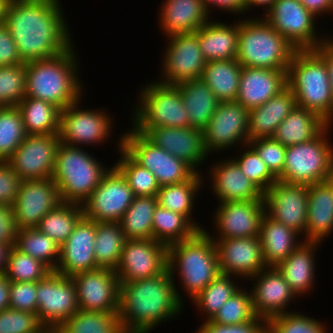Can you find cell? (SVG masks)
Masks as SVG:
<instances>
[{
    "label": "cell",
    "mask_w": 333,
    "mask_h": 333,
    "mask_svg": "<svg viewBox=\"0 0 333 333\" xmlns=\"http://www.w3.org/2000/svg\"><path fill=\"white\" fill-rule=\"evenodd\" d=\"M161 61L162 73L159 82L179 85L182 82L201 79L206 60L201 53L198 30L191 33H179L166 37ZM169 40V41H168Z\"/></svg>",
    "instance_id": "13"
},
{
    "label": "cell",
    "mask_w": 333,
    "mask_h": 333,
    "mask_svg": "<svg viewBox=\"0 0 333 333\" xmlns=\"http://www.w3.org/2000/svg\"><path fill=\"white\" fill-rule=\"evenodd\" d=\"M60 2L10 0L5 23L24 63L56 57L74 45Z\"/></svg>",
    "instance_id": "1"
},
{
    "label": "cell",
    "mask_w": 333,
    "mask_h": 333,
    "mask_svg": "<svg viewBox=\"0 0 333 333\" xmlns=\"http://www.w3.org/2000/svg\"><path fill=\"white\" fill-rule=\"evenodd\" d=\"M175 282L167 268L151 278L120 283L117 315L123 332L150 333L179 317L185 299Z\"/></svg>",
    "instance_id": "2"
},
{
    "label": "cell",
    "mask_w": 333,
    "mask_h": 333,
    "mask_svg": "<svg viewBox=\"0 0 333 333\" xmlns=\"http://www.w3.org/2000/svg\"><path fill=\"white\" fill-rule=\"evenodd\" d=\"M300 237L302 236L297 232L276 222L265 213L259 230L265 266L280 265L303 242Z\"/></svg>",
    "instance_id": "34"
},
{
    "label": "cell",
    "mask_w": 333,
    "mask_h": 333,
    "mask_svg": "<svg viewBox=\"0 0 333 333\" xmlns=\"http://www.w3.org/2000/svg\"><path fill=\"white\" fill-rule=\"evenodd\" d=\"M14 247L21 253L42 261L52 271L60 259V246L37 228H24L17 232Z\"/></svg>",
    "instance_id": "44"
},
{
    "label": "cell",
    "mask_w": 333,
    "mask_h": 333,
    "mask_svg": "<svg viewBox=\"0 0 333 333\" xmlns=\"http://www.w3.org/2000/svg\"><path fill=\"white\" fill-rule=\"evenodd\" d=\"M287 71L242 67L236 100L248 111L265 104L288 86Z\"/></svg>",
    "instance_id": "28"
},
{
    "label": "cell",
    "mask_w": 333,
    "mask_h": 333,
    "mask_svg": "<svg viewBox=\"0 0 333 333\" xmlns=\"http://www.w3.org/2000/svg\"><path fill=\"white\" fill-rule=\"evenodd\" d=\"M95 237L96 221L83 216L60 246V259L55 271L71 277L80 272L97 269L94 254Z\"/></svg>",
    "instance_id": "26"
},
{
    "label": "cell",
    "mask_w": 333,
    "mask_h": 333,
    "mask_svg": "<svg viewBox=\"0 0 333 333\" xmlns=\"http://www.w3.org/2000/svg\"><path fill=\"white\" fill-rule=\"evenodd\" d=\"M333 232V179L308 186L307 222L303 241L323 243Z\"/></svg>",
    "instance_id": "29"
},
{
    "label": "cell",
    "mask_w": 333,
    "mask_h": 333,
    "mask_svg": "<svg viewBox=\"0 0 333 333\" xmlns=\"http://www.w3.org/2000/svg\"><path fill=\"white\" fill-rule=\"evenodd\" d=\"M143 135L154 145L185 161L196 172L201 173V166L209 157L204 147L203 131L197 128L154 127Z\"/></svg>",
    "instance_id": "25"
},
{
    "label": "cell",
    "mask_w": 333,
    "mask_h": 333,
    "mask_svg": "<svg viewBox=\"0 0 333 333\" xmlns=\"http://www.w3.org/2000/svg\"><path fill=\"white\" fill-rule=\"evenodd\" d=\"M249 111L237 100L219 102L203 131L208 155L249 143ZM239 143V144H238Z\"/></svg>",
    "instance_id": "15"
},
{
    "label": "cell",
    "mask_w": 333,
    "mask_h": 333,
    "mask_svg": "<svg viewBox=\"0 0 333 333\" xmlns=\"http://www.w3.org/2000/svg\"><path fill=\"white\" fill-rule=\"evenodd\" d=\"M202 2L209 16L210 14L212 16L211 12L214 7L227 12V14L230 13V15L238 16V14L246 13L245 0H202Z\"/></svg>",
    "instance_id": "61"
},
{
    "label": "cell",
    "mask_w": 333,
    "mask_h": 333,
    "mask_svg": "<svg viewBox=\"0 0 333 333\" xmlns=\"http://www.w3.org/2000/svg\"><path fill=\"white\" fill-rule=\"evenodd\" d=\"M239 21L233 24L213 18L198 29V41L206 62L236 59Z\"/></svg>",
    "instance_id": "33"
},
{
    "label": "cell",
    "mask_w": 333,
    "mask_h": 333,
    "mask_svg": "<svg viewBox=\"0 0 333 333\" xmlns=\"http://www.w3.org/2000/svg\"><path fill=\"white\" fill-rule=\"evenodd\" d=\"M251 292L241 288L220 308L211 319L213 323L223 325H238L255 319Z\"/></svg>",
    "instance_id": "52"
},
{
    "label": "cell",
    "mask_w": 333,
    "mask_h": 333,
    "mask_svg": "<svg viewBox=\"0 0 333 333\" xmlns=\"http://www.w3.org/2000/svg\"><path fill=\"white\" fill-rule=\"evenodd\" d=\"M248 146V147H247ZM240 152V156L232 157L241 168L246 177L252 181L263 193L278 179L270 172L267 165L262 161L257 152L246 144Z\"/></svg>",
    "instance_id": "53"
},
{
    "label": "cell",
    "mask_w": 333,
    "mask_h": 333,
    "mask_svg": "<svg viewBox=\"0 0 333 333\" xmlns=\"http://www.w3.org/2000/svg\"><path fill=\"white\" fill-rule=\"evenodd\" d=\"M45 329L38 314L13 308L0 311V333H42Z\"/></svg>",
    "instance_id": "54"
},
{
    "label": "cell",
    "mask_w": 333,
    "mask_h": 333,
    "mask_svg": "<svg viewBox=\"0 0 333 333\" xmlns=\"http://www.w3.org/2000/svg\"><path fill=\"white\" fill-rule=\"evenodd\" d=\"M153 239L165 244L181 242L193 237L199 229L185 216L157 204L153 215Z\"/></svg>",
    "instance_id": "41"
},
{
    "label": "cell",
    "mask_w": 333,
    "mask_h": 333,
    "mask_svg": "<svg viewBox=\"0 0 333 333\" xmlns=\"http://www.w3.org/2000/svg\"><path fill=\"white\" fill-rule=\"evenodd\" d=\"M161 4L158 23L166 37L195 32L211 20L202 0H164Z\"/></svg>",
    "instance_id": "30"
},
{
    "label": "cell",
    "mask_w": 333,
    "mask_h": 333,
    "mask_svg": "<svg viewBox=\"0 0 333 333\" xmlns=\"http://www.w3.org/2000/svg\"><path fill=\"white\" fill-rule=\"evenodd\" d=\"M57 333H123L117 313L78 310Z\"/></svg>",
    "instance_id": "46"
},
{
    "label": "cell",
    "mask_w": 333,
    "mask_h": 333,
    "mask_svg": "<svg viewBox=\"0 0 333 333\" xmlns=\"http://www.w3.org/2000/svg\"><path fill=\"white\" fill-rule=\"evenodd\" d=\"M287 85L297 106L333 125V94L325 61L314 50H297L287 71Z\"/></svg>",
    "instance_id": "5"
},
{
    "label": "cell",
    "mask_w": 333,
    "mask_h": 333,
    "mask_svg": "<svg viewBox=\"0 0 333 333\" xmlns=\"http://www.w3.org/2000/svg\"><path fill=\"white\" fill-rule=\"evenodd\" d=\"M37 282H11L10 308L37 314Z\"/></svg>",
    "instance_id": "56"
},
{
    "label": "cell",
    "mask_w": 333,
    "mask_h": 333,
    "mask_svg": "<svg viewBox=\"0 0 333 333\" xmlns=\"http://www.w3.org/2000/svg\"><path fill=\"white\" fill-rule=\"evenodd\" d=\"M21 181L7 161H0V204L13 206Z\"/></svg>",
    "instance_id": "58"
},
{
    "label": "cell",
    "mask_w": 333,
    "mask_h": 333,
    "mask_svg": "<svg viewBox=\"0 0 333 333\" xmlns=\"http://www.w3.org/2000/svg\"><path fill=\"white\" fill-rule=\"evenodd\" d=\"M37 314L46 328L57 330L78 310L76 286L71 277L56 271L37 282Z\"/></svg>",
    "instance_id": "14"
},
{
    "label": "cell",
    "mask_w": 333,
    "mask_h": 333,
    "mask_svg": "<svg viewBox=\"0 0 333 333\" xmlns=\"http://www.w3.org/2000/svg\"><path fill=\"white\" fill-rule=\"evenodd\" d=\"M301 311L287 312L267 321V333H328L325 324L312 316L303 315Z\"/></svg>",
    "instance_id": "51"
},
{
    "label": "cell",
    "mask_w": 333,
    "mask_h": 333,
    "mask_svg": "<svg viewBox=\"0 0 333 333\" xmlns=\"http://www.w3.org/2000/svg\"><path fill=\"white\" fill-rule=\"evenodd\" d=\"M248 144L257 152L270 172L278 178L284 168L286 147L273 137L250 140Z\"/></svg>",
    "instance_id": "55"
},
{
    "label": "cell",
    "mask_w": 333,
    "mask_h": 333,
    "mask_svg": "<svg viewBox=\"0 0 333 333\" xmlns=\"http://www.w3.org/2000/svg\"><path fill=\"white\" fill-rule=\"evenodd\" d=\"M81 100L60 112V141L74 147L104 144L113 131L111 114L101 109H83ZM80 104V105H79ZM84 145V146H83Z\"/></svg>",
    "instance_id": "12"
},
{
    "label": "cell",
    "mask_w": 333,
    "mask_h": 333,
    "mask_svg": "<svg viewBox=\"0 0 333 333\" xmlns=\"http://www.w3.org/2000/svg\"><path fill=\"white\" fill-rule=\"evenodd\" d=\"M18 229L9 205L0 204V244H14Z\"/></svg>",
    "instance_id": "60"
},
{
    "label": "cell",
    "mask_w": 333,
    "mask_h": 333,
    "mask_svg": "<svg viewBox=\"0 0 333 333\" xmlns=\"http://www.w3.org/2000/svg\"><path fill=\"white\" fill-rule=\"evenodd\" d=\"M213 213L212 218L215 222L211 223L216 227H214V232L219 233L218 236L210 235L214 241L259 236L260 223L265 214V201L249 200L218 203Z\"/></svg>",
    "instance_id": "21"
},
{
    "label": "cell",
    "mask_w": 333,
    "mask_h": 333,
    "mask_svg": "<svg viewBox=\"0 0 333 333\" xmlns=\"http://www.w3.org/2000/svg\"><path fill=\"white\" fill-rule=\"evenodd\" d=\"M314 51L325 61L333 94V39L329 37L321 43Z\"/></svg>",
    "instance_id": "62"
},
{
    "label": "cell",
    "mask_w": 333,
    "mask_h": 333,
    "mask_svg": "<svg viewBox=\"0 0 333 333\" xmlns=\"http://www.w3.org/2000/svg\"><path fill=\"white\" fill-rule=\"evenodd\" d=\"M329 124L316 113L296 106L277 127L273 138L285 147L311 141Z\"/></svg>",
    "instance_id": "35"
},
{
    "label": "cell",
    "mask_w": 333,
    "mask_h": 333,
    "mask_svg": "<svg viewBox=\"0 0 333 333\" xmlns=\"http://www.w3.org/2000/svg\"><path fill=\"white\" fill-rule=\"evenodd\" d=\"M302 4L317 18L324 13L333 14V0H303Z\"/></svg>",
    "instance_id": "63"
},
{
    "label": "cell",
    "mask_w": 333,
    "mask_h": 333,
    "mask_svg": "<svg viewBox=\"0 0 333 333\" xmlns=\"http://www.w3.org/2000/svg\"><path fill=\"white\" fill-rule=\"evenodd\" d=\"M235 277L220 273L191 301L197 312L206 317L203 321L211 320L225 302L242 288L232 280Z\"/></svg>",
    "instance_id": "43"
},
{
    "label": "cell",
    "mask_w": 333,
    "mask_h": 333,
    "mask_svg": "<svg viewBox=\"0 0 333 333\" xmlns=\"http://www.w3.org/2000/svg\"><path fill=\"white\" fill-rule=\"evenodd\" d=\"M125 235L119 222H97L94 254L98 268L116 270Z\"/></svg>",
    "instance_id": "42"
},
{
    "label": "cell",
    "mask_w": 333,
    "mask_h": 333,
    "mask_svg": "<svg viewBox=\"0 0 333 333\" xmlns=\"http://www.w3.org/2000/svg\"><path fill=\"white\" fill-rule=\"evenodd\" d=\"M168 247L154 239H126L115 270L120 283L151 278L167 269Z\"/></svg>",
    "instance_id": "17"
},
{
    "label": "cell",
    "mask_w": 333,
    "mask_h": 333,
    "mask_svg": "<svg viewBox=\"0 0 333 333\" xmlns=\"http://www.w3.org/2000/svg\"><path fill=\"white\" fill-rule=\"evenodd\" d=\"M263 198L265 213L269 217L304 237L308 210L307 185L277 180Z\"/></svg>",
    "instance_id": "18"
},
{
    "label": "cell",
    "mask_w": 333,
    "mask_h": 333,
    "mask_svg": "<svg viewBox=\"0 0 333 333\" xmlns=\"http://www.w3.org/2000/svg\"><path fill=\"white\" fill-rule=\"evenodd\" d=\"M150 82L139 92L138 104L132 110V127L141 134L154 127H190L179 86Z\"/></svg>",
    "instance_id": "8"
},
{
    "label": "cell",
    "mask_w": 333,
    "mask_h": 333,
    "mask_svg": "<svg viewBox=\"0 0 333 333\" xmlns=\"http://www.w3.org/2000/svg\"><path fill=\"white\" fill-rule=\"evenodd\" d=\"M214 161L209 168L211 192L219 203L264 200V193L242 172L233 158Z\"/></svg>",
    "instance_id": "27"
},
{
    "label": "cell",
    "mask_w": 333,
    "mask_h": 333,
    "mask_svg": "<svg viewBox=\"0 0 333 333\" xmlns=\"http://www.w3.org/2000/svg\"><path fill=\"white\" fill-rule=\"evenodd\" d=\"M52 270L42 261L11 248L5 275L10 282H38Z\"/></svg>",
    "instance_id": "49"
},
{
    "label": "cell",
    "mask_w": 333,
    "mask_h": 333,
    "mask_svg": "<svg viewBox=\"0 0 333 333\" xmlns=\"http://www.w3.org/2000/svg\"><path fill=\"white\" fill-rule=\"evenodd\" d=\"M248 280L254 281L250 292L257 317L268 321L274 316L291 312L287 310L288 306L298 297L276 267H266Z\"/></svg>",
    "instance_id": "24"
},
{
    "label": "cell",
    "mask_w": 333,
    "mask_h": 333,
    "mask_svg": "<svg viewBox=\"0 0 333 333\" xmlns=\"http://www.w3.org/2000/svg\"><path fill=\"white\" fill-rule=\"evenodd\" d=\"M194 333H267V321L256 317L238 325H223L208 320L203 321Z\"/></svg>",
    "instance_id": "57"
},
{
    "label": "cell",
    "mask_w": 333,
    "mask_h": 333,
    "mask_svg": "<svg viewBox=\"0 0 333 333\" xmlns=\"http://www.w3.org/2000/svg\"><path fill=\"white\" fill-rule=\"evenodd\" d=\"M331 127L328 125L311 141L286 147L284 168L277 179L307 186L332 179Z\"/></svg>",
    "instance_id": "9"
},
{
    "label": "cell",
    "mask_w": 333,
    "mask_h": 333,
    "mask_svg": "<svg viewBox=\"0 0 333 333\" xmlns=\"http://www.w3.org/2000/svg\"><path fill=\"white\" fill-rule=\"evenodd\" d=\"M83 216L82 205L60 203L40 220L36 228L61 246Z\"/></svg>",
    "instance_id": "45"
},
{
    "label": "cell",
    "mask_w": 333,
    "mask_h": 333,
    "mask_svg": "<svg viewBox=\"0 0 333 333\" xmlns=\"http://www.w3.org/2000/svg\"><path fill=\"white\" fill-rule=\"evenodd\" d=\"M24 63L21 59L16 42L6 23L0 24V66H14Z\"/></svg>",
    "instance_id": "59"
},
{
    "label": "cell",
    "mask_w": 333,
    "mask_h": 333,
    "mask_svg": "<svg viewBox=\"0 0 333 333\" xmlns=\"http://www.w3.org/2000/svg\"><path fill=\"white\" fill-rule=\"evenodd\" d=\"M17 108L27 135L59 133L61 109L54 104L26 96Z\"/></svg>",
    "instance_id": "39"
},
{
    "label": "cell",
    "mask_w": 333,
    "mask_h": 333,
    "mask_svg": "<svg viewBox=\"0 0 333 333\" xmlns=\"http://www.w3.org/2000/svg\"><path fill=\"white\" fill-rule=\"evenodd\" d=\"M178 86L190 127L203 130L215 113L219 101L202 79L185 81Z\"/></svg>",
    "instance_id": "36"
},
{
    "label": "cell",
    "mask_w": 333,
    "mask_h": 333,
    "mask_svg": "<svg viewBox=\"0 0 333 333\" xmlns=\"http://www.w3.org/2000/svg\"><path fill=\"white\" fill-rule=\"evenodd\" d=\"M263 18L296 50H314L329 37L319 34L318 18L297 0H276Z\"/></svg>",
    "instance_id": "11"
},
{
    "label": "cell",
    "mask_w": 333,
    "mask_h": 333,
    "mask_svg": "<svg viewBox=\"0 0 333 333\" xmlns=\"http://www.w3.org/2000/svg\"><path fill=\"white\" fill-rule=\"evenodd\" d=\"M296 51L263 17L239 20L236 60L243 67L288 70Z\"/></svg>",
    "instance_id": "6"
},
{
    "label": "cell",
    "mask_w": 333,
    "mask_h": 333,
    "mask_svg": "<svg viewBox=\"0 0 333 333\" xmlns=\"http://www.w3.org/2000/svg\"><path fill=\"white\" fill-rule=\"evenodd\" d=\"M203 178L206 177H203L202 173L196 172L183 183L161 186L157 193L158 205L185 215L199 230H204L205 228L196 223L198 221H194L196 220L194 217L192 218L195 197H198L197 195L204 188Z\"/></svg>",
    "instance_id": "37"
},
{
    "label": "cell",
    "mask_w": 333,
    "mask_h": 333,
    "mask_svg": "<svg viewBox=\"0 0 333 333\" xmlns=\"http://www.w3.org/2000/svg\"><path fill=\"white\" fill-rule=\"evenodd\" d=\"M52 332V330L51 329H49V328H46L42 333H51Z\"/></svg>",
    "instance_id": "68"
},
{
    "label": "cell",
    "mask_w": 333,
    "mask_h": 333,
    "mask_svg": "<svg viewBox=\"0 0 333 333\" xmlns=\"http://www.w3.org/2000/svg\"><path fill=\"white\" fill-rule=\"evenodd\" d=\"M210 234L207 229L199 230L193 237L168 246L167 268L174 281L179 278V287H184L191 300L221 273Z\"/></svg>",
    "instance_id": "4"
},
{
    "label": "cell",
    "mask_w": 333,
    "mask_h": 333,
    "mask_svg": "<svg viewBox=\"0 0 333 333\" xmlns=\"http://www.w3.org/2000/svg\"><path fill=\"white\" fill-rule=\"evenodd\" d=\"M60 143L59 133L26 135L7 162L21 180L51 178Z\"/></svg>",
    "instance_id": "19"
},
{
    "label": "cell",
    "mask_w": 333,
    "mask_h": 333,
    "mask_svg": "<svg viewBox=\"0 0 333 333\" xmlns=\"http://www.w3.org/2000/svg\"><path fill=\"white\" fill-rule=\"evenodd\" d=\"M88 153L84 147L60 143L51 178L58 186L62 203L82 205L110 169Z\"/></svg>",
    "instance_id": "7"
},
{
    "label": "cell",
    "mask_w": 333,
    "mask_h": 333,
    "mask_svg": "<svg viewBox=\"0 0 333 333\" xmlns=\"http://www.w3.org/2000/svg\"><path fill=\"white\" fill-rule=\"evenodd\" d=\"M242 65L236 60L206 62L201 79L219 102L237 99Z\"/></svg>",
    "instance_id": "38"
},
{
    "label": "cell",
    "mask_w": 333,
    "mask_h": 333,
    "mask_svg": "<svg viewBox=\"0 0 333 333\" xmlns=\"http://www.w3.org/2000/svg\"><path fill=\"white\" fill-rule=\"evenodd\" d=\"M275 1L276 0H245L246 13L250 12L249 10L253 7H263L265 9V13L261 16L263 17L272 8Z\"/></svg>",
    "instance_id": "65"
},
{
    "label": "cell",
    "mask_w": 333,
    "mask_h": 333,
    "mask_svg": "<svg viewBox=\"0 0 333 333\" xmlns=\"http://www.w3.org/2000/svg\"><path fill=\"white\" fill-rule=\"evenodd\" d=\"M214 242L222 274L246 280L266 268L259 236L219 239Z\"/></svg>",
    "instance_id": "23"
},
{
    "label": "cell",
    "mask_w": 333,
    "mask_h": 333,
    "mask_svg": "<svg viewBox=\"0 0 333 333\" xmlns=\"http://www.w3.org/2000/svg\"><path fill=\"white\" fill-rule=\"evenodd\" d=\"M10 0H0V24L6 21V11Z\"/></svg>",
    "instance_id": "67"
},
{
    "label": "cell",
    "mask_w": 333,
    "mask_h": 333,
    "mask_svg": "<svg viewBox=\"0 0 333 333\" xmlns=\"http://www.w3.org/2000/svg\"><path fill=\"white\" fill-rule=\"evenodd\" d=\"M122 135V148L142 167L152 172L158 185L183 183L196 171L182 159L154 145L133 127Z\"/></svg>",
    "instance_id": "10"
},
{
    "label": "cell",
    "mask_w": 333,
    "mask_h": 333,
    "mask_svg": "<svg viewBox=\"0 0 333 333\" xmlns=\"http://www.w3.org/2000/svg\"><path fill=\"white\" fill-rule=\"evenodd\" d=\"M26 97V63L0 66V107H14Z\"/></svg>",
    "instance_id": "50"
},
{
    "label": "cell",
    "mask_w": 333,
    "mask_h": 333,
    "mask_svg": "<svg viewBox=\"0 0 333 333\" xmlns=\"http://www.w3.org/2000/svg\"><path fill=\"white\" fill-rule=\"evenodd\" d=\"M297 106L294 93L287 86L265 104L249 111V141L273 137L277 127Z\"/></svg>",
    "instance_id": "32"
},
{
    "label": "cell",
    "mask_w": 333,
    "mask_h": 333,
    "mask_svg": "<svg viewBox=\"0 0 333 333\" xmlns=\"http://www.w3.org/2000/svg\"><path fill=\"white\" fill-rule=\"evenodd\" d=\"M157 196H135L119 223L126 239H153Z\"/></svg>",
    "instance_id": "40"
},
{
    "label": "cell",
    "mask_w": 333,
    "mask_h": 333,
    "mask_svg": "<svg viewBox=\"0 0 333 333\" xmlns=\"http://www.w3.org/2000/svg\"><path fill=\"white\" fill-rule=\"evenodd\" d=\"M134 197L126 179L112 165L82 204L83 215L97 222H119Z\"/></svg>",
    "instance_id": "16"
},
{
    "label": "cell",
    "mask_w": 333,
    "mask_h": 333,
    "mask_svg": "<svg viewBox=\"0 0 333 333\" xmlns=\"http://www.w3.org/2000/svg\"><path fill=\"white\" fill-rule=\"evenodd\" d=\"M75 46L56 57L26 63V96L50 102L61 110L82 100L84 85Z\"/></svg>",
    "instance_id": "3"
},
{
    "label": "cell",
    "mask_w": 333,
    "mask_h": 333,
    "mask_svg": "<svg viewBox=\"0 0 333 333\" xmlns=\"http://www.w3.org/2000/svg\"><path fill=\"white\" fill-rule=\"evenodd\" d=\"M17 106L0 107V161H7L26 137Z\"/></svg>",
    "instance_id": "48"
},
{
    "label": "cell",
    "mask_w": 333,
    "mask_h": 333,
    "mask_svg": "<svg viewBox=\"0 0 333 333\" xmlns=\"http://www.w3.org/2000/svg\"><path fill=\"white\" fill-rule=\"evenodd\" d=\"M117 144L120 158L113 166L122 174L134 196H157L160 186L152 172L138 164L123 148L122 136Z\"/></svg>",
    "instance_id": "47"
},
{
    "label": "cell",
    "mask_w": 333,
    "mask_h": 333,
    "mask_svg": "<svg viewBox=\"0 0 333 333\" xmlns=\"http://www.w3.org/2000/svg\"><path fill=\"white\" fill-rule=\"evenodd\" d=\"M319 244L321 243L303 241L276 267L297 297L308 294L316 284L315 254Z\"/></svg>",
    "instance_id": "31"
},
{
    "label": "cell",
    "mask_w": 333,
    "mask_h": 333,
    "mask_svg": "<svg viewBox=\"0 0 333 333\" xmlns=\"http://www.w3.org/2000/svg\"><path fill=\"white\" fill-rule=\"evenodd\" d=\"M60 203L58 186L52 178L22 180L12 206L17 229L36 228Z\"/></svg>",
    "instance_id": "20"
},
{
    "label": "cell",
    "mask_w": 333,
    "mask_h": 333,
    "mask_svg": "<svg viewBox=\"0 0 333 333\" xmlns=\"http://www.w3.org/2000/svg\"><path fill=\"white\" fill-rule=\"evenodd\" d=\"M10 284L5 274H0V311L10 308Z\"/></svg>",
    "instance_id": "64"
},
{
    "label": "cell",
    "mask_w": 333,
    "mask_h": 333,
    "mask_svg": "<svg viewBox=\"0 0 333 333\" xmlns=\"http://www.w3.org/2000/svg\"><path fill=\"white\" fill-rule=\"evenodd\" d=\"M13 246L14 244H0V274L5 273L9 252Z\"/></svg>",
    "instance_id": "66"
},
{
    "label": "cell",
    "mask_w": 333,
    "mask_h": 333,
    "mask_svg": "<svg viewBox=\"0 0 333 333\" xmlns=\"http://www.w3.org/2000/svg\"><path fill=\"white\" fill-rule=\"evenodd\" d=\"M71 278L76 286L79 310L118 312L120 282L114 270L97 268Z\"/></svg>",
    "instance_id": "22"
}]
</instances>
